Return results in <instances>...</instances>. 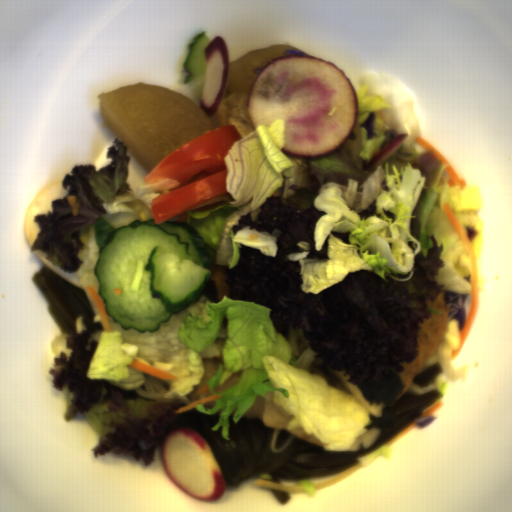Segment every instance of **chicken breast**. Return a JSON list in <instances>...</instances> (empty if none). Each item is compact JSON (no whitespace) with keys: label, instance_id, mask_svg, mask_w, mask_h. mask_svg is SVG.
Instances as JSON below:
<instances>
[{"label":"chicken breast","instance_id":"cb542c10","mask_svg":"<svg viewBox=\"0 0 512 512\" xmlns=\"http://www.w3.org/2000/svg\"><path fill=\"white\" fill-rule=\"evenodd\" d=\"M444 292L441 291L435 301L427 300L426 304L428 309L440 313H431V317H423V322H418L420 329H418V337L416 343L418 345L415 348L418 352L415 359L411 363H399L403 367V371H397L402 379L403 388L400 393L406 394L413 379L415 373L424 367L426 361L431 356L438 353V348L446 335L447 324L452 320L449 318L451 309L446 307L444 301Z\"/></svg>","mask_w":512,"mask_h":512}]
</instances>
